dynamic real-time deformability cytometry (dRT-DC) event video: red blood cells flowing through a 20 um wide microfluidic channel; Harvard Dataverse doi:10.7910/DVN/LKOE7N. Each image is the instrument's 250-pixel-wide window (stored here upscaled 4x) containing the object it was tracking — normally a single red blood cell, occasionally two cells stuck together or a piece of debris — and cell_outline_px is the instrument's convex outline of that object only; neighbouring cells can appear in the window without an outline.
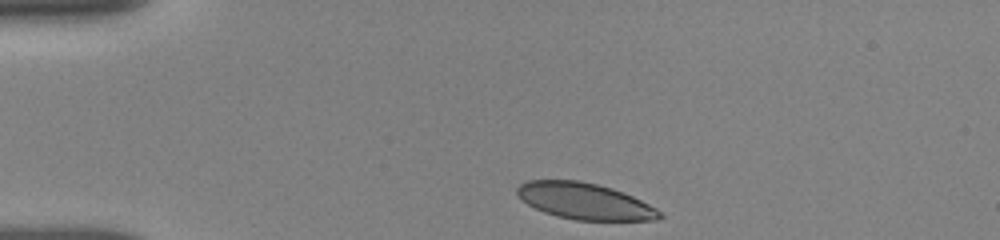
{"species": "human", "species_latin": "Homo sapiens", "temperature_condition": "room temperature", "stored_images_in_passage": 15, "camera_frame_rate_fps": 3000, "um_per_image_px": 0.085, "donor": {"sex": "female"}, "frame": {"image": 1, "passage_image": 1, "time_ms": 0.0, "image_size_px": [1000, 240], "cell_outline_px": [[664, 216], [656, 220], [576, 220], [556, 216], [544, 212], [520, 200], [516, 192], [516, 188], [520, 184], [528, 180], [576, 180], [596, 184], [612, 188], [632, 196], [656, 208]], "centroid_in_image_um": [49.67, 17.1], "position_along_channel_um": 35.3, "area_um2": 30.06}}
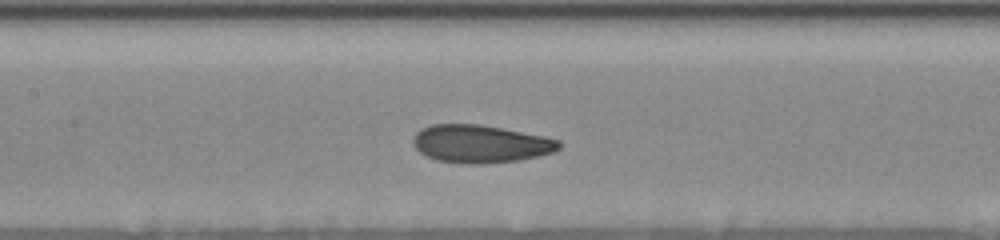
{"frame": {"image": 2, "passage_image": 9, "time_ms": 4.667, "image_size_px": [1000, 240], "cell_outline_px": [[564, 144], [560, 148], [552, 152], [520, 160], [484, 164], [468, 164], [436, 160], [420, 152], [412, 144], [412, 140], [416, 132], [432, 124], [480, 124], [544, 136], [560, 140]], "centroid_in_image_um": [40.85, 12.23], "position_along_channel_um": 166.5, "area_um2": 32.19}}
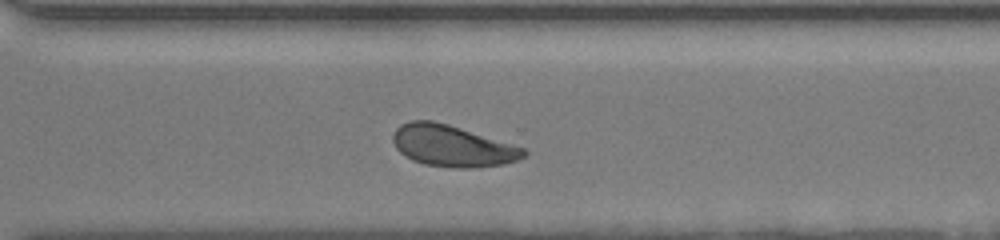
{"frame": {"image": 3, "passage_image": 15, "time_ms": 9.0, "image_size_px": [1000, 240], "cell_outline_px": [[528, 152], [524, 156], [516, 160], [504, 164], [472, 168], [452, 168], [424, 164], [412, 160], [400, 152], [396, 148], [392, 140], [392, 132], [400, 124], [408, 120], [432, 120], [448, 124], [524, 148]], "centroid_in_image_um": [38.39, 12.4], "position_along_channel_um": 332.2, "area_um2": 31.56}}